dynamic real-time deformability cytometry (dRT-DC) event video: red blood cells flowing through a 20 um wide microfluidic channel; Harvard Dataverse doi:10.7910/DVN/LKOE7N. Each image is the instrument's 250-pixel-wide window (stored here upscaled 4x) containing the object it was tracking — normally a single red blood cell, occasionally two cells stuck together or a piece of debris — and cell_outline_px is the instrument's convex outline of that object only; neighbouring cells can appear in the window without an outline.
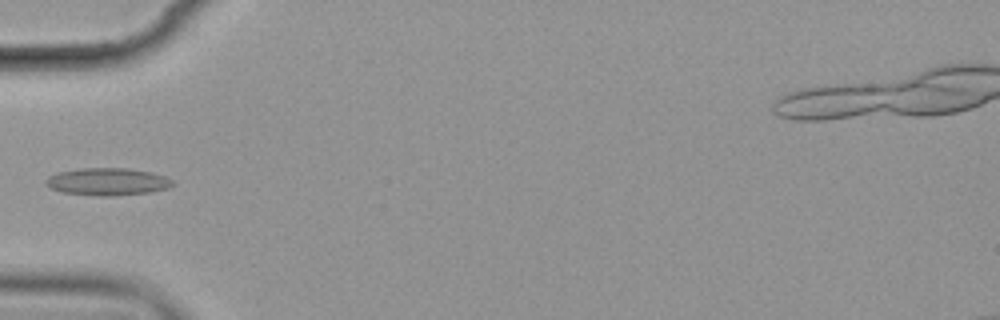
{"species": "common noctule bat (a hibernating species)", "species_latin": "Nyctalus noctula", "temperature_condition": "cold", "stored_images_in_passage": 9, "camera_frame_rate_fps": 3000, "um_per_image_px": 0.085, "animal": {"sex": "female", "body_mass_g": 19.9}, "frame": {"image": 1, "passage_image": 3, "time_ms": 2.333, "image_size_px": [1000, 320], "cell_outline_px": [[176, 184], [168, 188], [148, 192], [112, 196], [96, 196], [60, 192], [44, 184], [44, 180], [48, 176], [56, 172], [84, 168], [128, 168], [152, 172], [164, 176], [172, 180]], "centroid_in_image_um": [9.11, 15.44], "position_along_channel_um": 75.9, "area_um2": 20.4}}
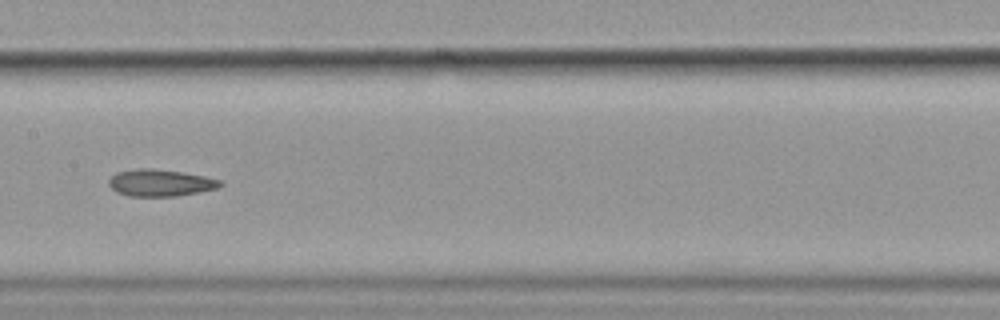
{"frame": {"image": 2, "passage_image": 6, "time_ms": 5.667, "image_size_px": [1000, 320], "cell_outline_px": [[224, 184], [216, 188], [176, 196], [128, 196], [116, 192], [108, 184], [108, 180], [116, 172], [136, 168], [152, 168], [184, 172], [204, 176], [220, 180]], "centroid_in_image_um": [13.58, 15.53], "position_along_channel_um": 193.8, "area_um2": 17.46}}
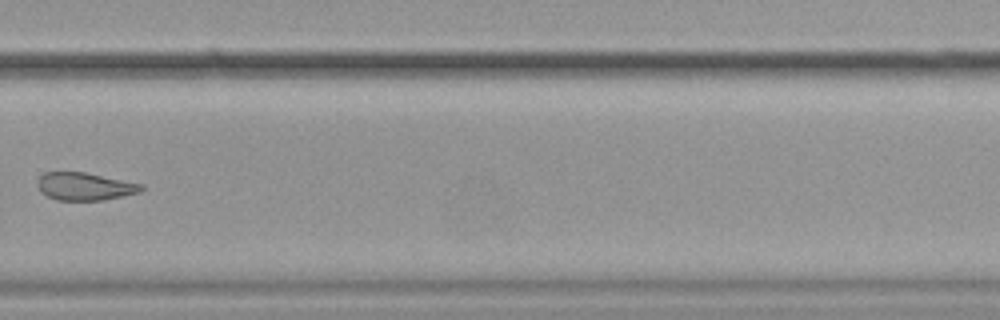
{"frame": {"image": 3, "passage_image": 9, "time_ms": 9.333, "image_size_px": [1000, 320], "cell_outline_px": [[144, 188], [140, 192], [104, 200], [56, 200], [40, 192], [36, 184], [40, 176], [44, 172], [84, 172], [144, 184]], "centroid_in_image_um": [7.2, 15.84], "position_along_channel_um": 322.6, "area_um2": 16.82}}